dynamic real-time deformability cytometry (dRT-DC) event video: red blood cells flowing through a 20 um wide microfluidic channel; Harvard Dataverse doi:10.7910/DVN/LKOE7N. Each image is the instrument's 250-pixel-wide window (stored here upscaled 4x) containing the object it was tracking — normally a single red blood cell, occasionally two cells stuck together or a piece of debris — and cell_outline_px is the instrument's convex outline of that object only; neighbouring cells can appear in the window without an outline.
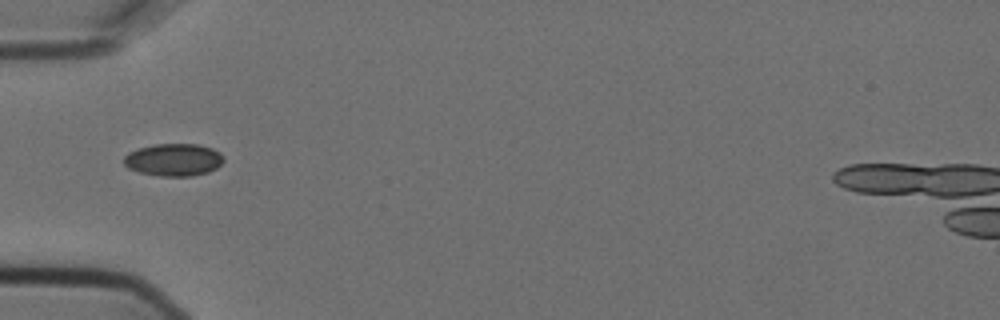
{"species": "Egyptian fruit bat (a non-hibernating species)", "species_latin": "Rousettus aegyptiacus", "temperature_condition": "cold", "stored_images_in_passage": 6, "camera_frame_rate_fps": 3000, "um_per_image_px": 0.085, "animal": {"sex": "female"}, "frame": {"image": 1, "passage_image": 4, "time_ms": 1.0, "image_size_px": [1000, 320], "cell_outline_px": [[224, 160], [216, 168], [208, 172], [192, 176], [160, 176], [140, 172], [128, 168], [124, 164], [124, 156], [128, 152], [140, 148], [156, 144], [196, 144], [212, 148], [220, 152], [224, 156]], "centroid_in_image_um": [14.77, 13.58], "position_along_channel_um": 70.2, "area_um2": 18.84}}
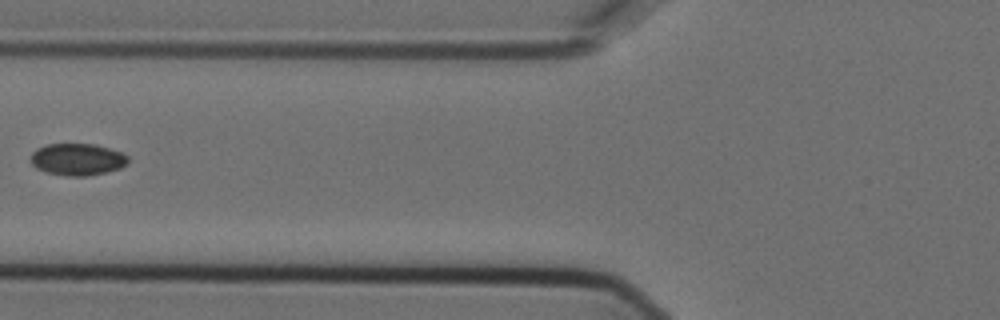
{"frame": {"image": 2, "passage_image": 5, "time_ms": 1.333, "image_size_px": [1000, 320], "cell_outline_px": [[128, 164], [120, 168], [104, 172], [84, 176], [68, 176], [48, 172], [36, 168], [32, 164], [32, 152], [36, 148], [48, 144], [96, 144], [120, 152], [128, 156]], "centroid_in_image_um": [6.58, 13.54], "position_along_channel_um": 119.2, "area_um2": 17.92}}
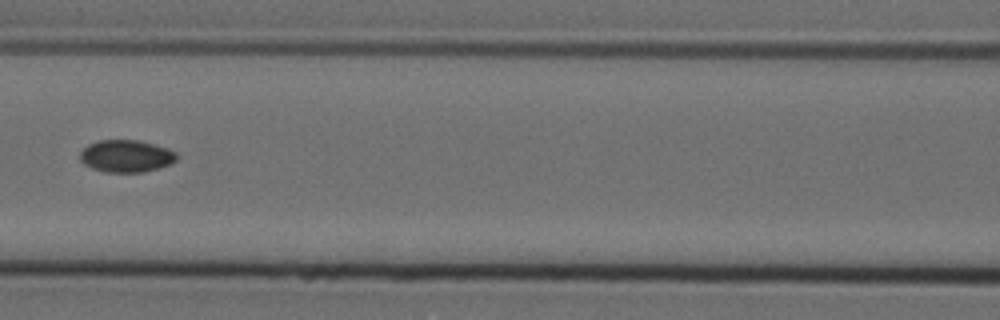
{"frame": {"image": 3, "passage_image": 6, "time_ms": 1.667, "image_size_px": [1000, 320], "cell_outline_px": [[176, 160], [168, 164], [144, 172], [104, 172], [92, 168], [84, 164], [80, 160], [80, 152], [88, 144], [96, 140], [140, 140], [168, 148], [176, 152]], "centroid_in_image_um": [10.69, 13.25], "position_along_channel_um": 155.9, "area_um2": 18.15}}